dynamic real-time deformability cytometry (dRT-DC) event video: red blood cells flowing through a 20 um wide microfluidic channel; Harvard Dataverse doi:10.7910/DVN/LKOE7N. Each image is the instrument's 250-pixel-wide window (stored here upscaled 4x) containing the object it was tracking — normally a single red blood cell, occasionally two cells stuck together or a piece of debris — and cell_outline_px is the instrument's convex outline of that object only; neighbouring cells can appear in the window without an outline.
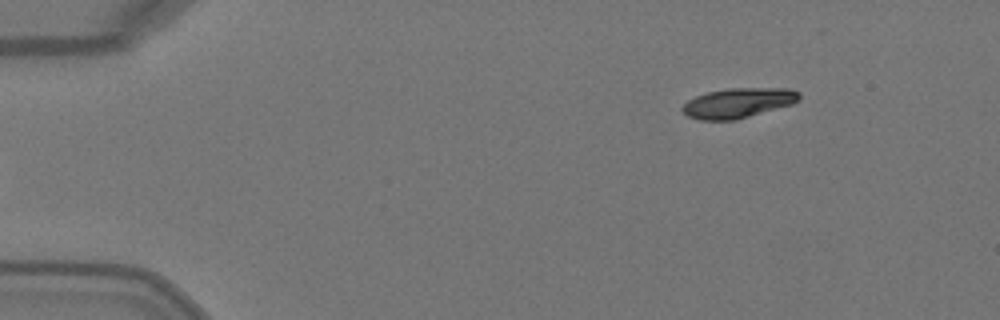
{"species": "Egyptian fruit bat (a non-hibernating species)", "species_latin": "Rousettus aegyptiacus", "temperature_condition": "warm", "stored_images_in_passage": 4, "segment_of_instrument_passage": [2, 2], "camera_frame_rate_fps": 3000, "um_per_image_px": 0.085, "animal": {"sex": "female"}, "frame": {"image": 1, "passage_image": 4, "time_ms": 1.0, "image_size_px": [1000, 320], "cell_outline_px": [[800, 100], [792, 104], [736, 120], [700, 120], [688, 116], [680, 108], [688, 100], [696, 96], [708, 92], [728, 88], [792, 88], [800, 92]], "centroid_in_image_um": [62.77, 8.74], "position_along_channel_um": 22.2, "area_um2": 20.4}}